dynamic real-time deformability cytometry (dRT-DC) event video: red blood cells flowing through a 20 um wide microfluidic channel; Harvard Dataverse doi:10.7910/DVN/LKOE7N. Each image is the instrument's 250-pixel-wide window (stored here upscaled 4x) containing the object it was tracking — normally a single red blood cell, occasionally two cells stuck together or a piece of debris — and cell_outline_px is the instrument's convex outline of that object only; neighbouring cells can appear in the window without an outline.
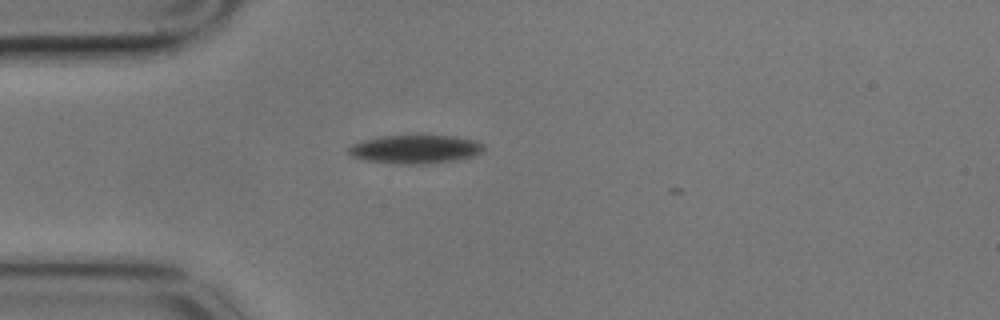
{"species": "common noctule bat (a hibernating species)", "species_latin": "Nyctalus noctula", "temperature_condition": "cold", "stored_images_in_passage": 1, "camera_frame_rate_fps": 3000, "um_per_image_px": 0.085, "animal": {"sex": "male", "body_mass_g": 17.9}, "frame": {"image": 1, "passage_image": 1, "time_ms": 0.0, "image_size_px": [1000, 320], "cell_outline_px": [[484, 152], [476, 156], [456, 160], [428, 164], [396, 164], [368, 160], [352, 156], [348, 152], [348, 148], [352, 144], [364, 140], [380, 136], [456, 136], [476, 140], [484, 144]], "centroid_in_image_um": [35.37, 12.69], "position_along_channel_um": 49.6, "area_um2": 22.6}}